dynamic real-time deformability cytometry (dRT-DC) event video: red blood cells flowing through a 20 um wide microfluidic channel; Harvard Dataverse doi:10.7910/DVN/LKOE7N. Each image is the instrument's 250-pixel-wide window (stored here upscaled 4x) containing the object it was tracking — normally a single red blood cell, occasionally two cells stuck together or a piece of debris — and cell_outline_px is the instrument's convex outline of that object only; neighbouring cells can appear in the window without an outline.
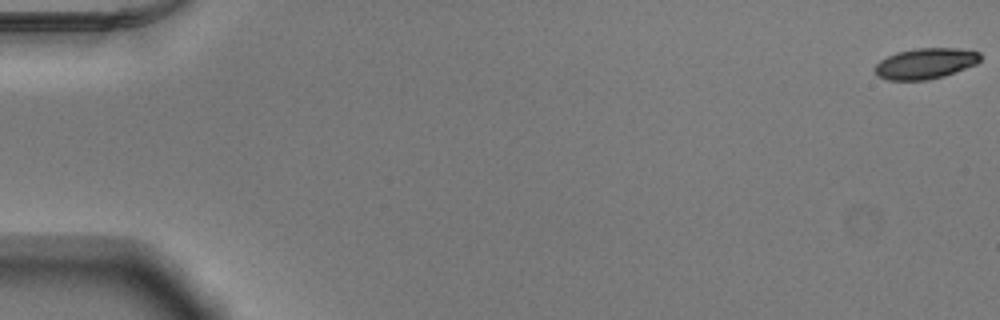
{"species": "Egyptian fruit bat (a non-hibernating species)", "species_latin": "Rousettus aegyptiacus", "temperature_condition": "warm", "stored_images_in_passage": 53, "camera_frame_rate_fps": 3000, "um_per_image_px": 0.085, "animal": {"sex": "male"}, "frame": {"image": 1, "passage_image": 1, "time_ms": 0.0, "image_size_px": [1000, 320], "cell_outline_px": [[980, 60], [976, 64], [956, 72], [944, 76], [928, 80], [888, 80], [876, 76], [872, 68], [880, 60], [896, 52], [916, 48], [960, 48], [980, 52]], "centroid_in_image_um": [78.63, 5.4], "position_along_channel_um": 6.4, "area_um2": 19.13}}
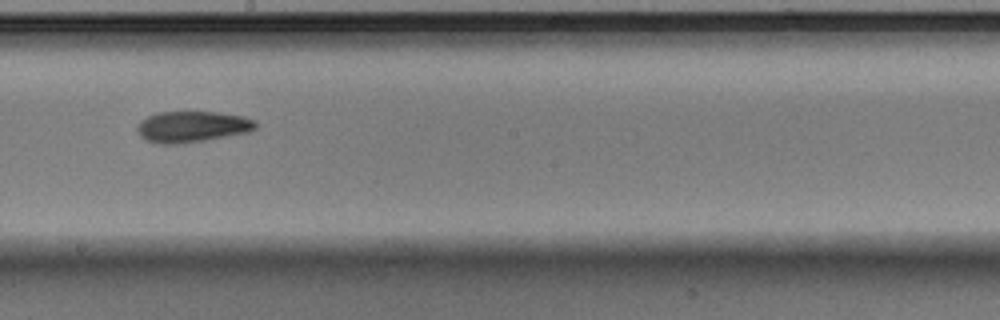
{"frame": {"image": 2, "passage_image": 31, "time_ms": 10.0, "image_size_px": [1000, 320], "cell_outline_px": [[256, 128], [248, 132], [184, 144], [156, 144], [144, 140], [136, 132], [136, 124], [140, 120], [148, 116], [160, 112], [216, 112], [244, 116], [256, 120]], "centroid_in_image_um": [16.28, 10.78], "position_along_channel_um": 231.9, "area_um2": 21.79}}
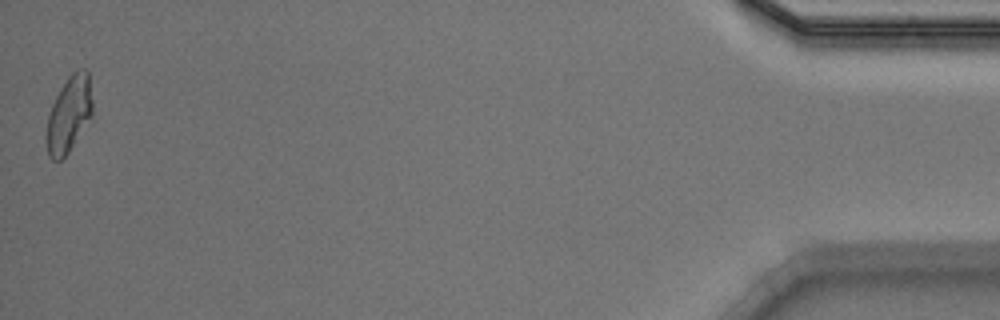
{"frame": {"image": 3, "passage_image": 53, "time_ms": 17.333, "image_size_px": [1000, 320], "cell_outline_px": [[92, 116], [68, 152], [60, 160], [52, 160], [48, 156], [44, 136], [48, 116], [52, 104], [60, 88], [68, 76], [72, 72], [80, 68], [84, 68], [88, 72], [92, 100]], "centroid_in_image_um": [5.83, 9.72], "position_along_channel_um": 429.4, "area_um2": 20.52}, "authors_computed_cell_mechanics": {"area_um2": 20.519, "velocity_mm_per_s": 3.9081, "shape_relaxation_time_tau1_ms": 4.1793, "shape_relaxation_time_tau2_ms": 7.7937, "deformation_change_tau1": 0.164, "deformation_change_tau2": 0.1736}}